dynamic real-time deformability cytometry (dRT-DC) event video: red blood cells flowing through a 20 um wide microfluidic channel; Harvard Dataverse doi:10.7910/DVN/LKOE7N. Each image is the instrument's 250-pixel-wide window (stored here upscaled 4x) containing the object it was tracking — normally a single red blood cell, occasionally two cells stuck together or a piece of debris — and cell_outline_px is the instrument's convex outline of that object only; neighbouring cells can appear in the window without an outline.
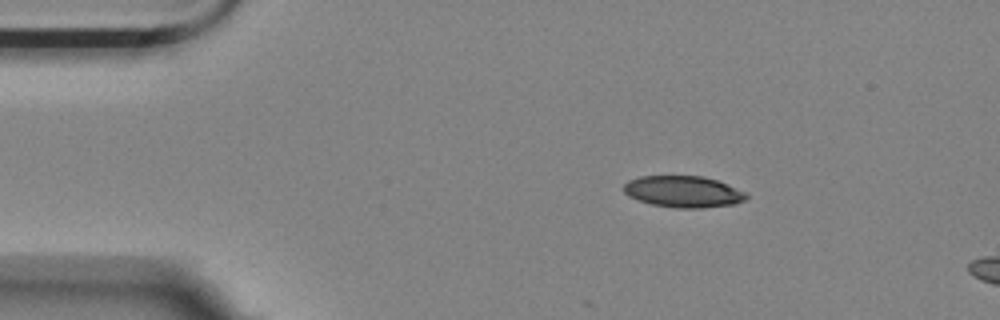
{"species": "Egyptian fruit bat (a non-hibernating species)", "species_latin": "Rousettus aegyptiacus", "temperature_condition": "room temperature", "stored_images_in_passage": 5, "camera_frame_rate_fps": 3000, "um_per_image_px": 0.085, "animal": {"sex": "female"}, "frame": {"image": 1, "passage_image": 1, "time_ms": 0.0, "image_size_px": [1000, 320], "cell_outline_px": [[748, 196], [744, 200], [732, 204], [700, 208], [676, 208], [652, 204], [636, 200], [628, 196], [620, 188], [628, 180], [640, 176], [704, 176], [716, 180], [748, 192]], "centroid_in_image_um": [58.04, 16.28], "position_along_channel_um": 27.0, "area_um2": 22.66}}